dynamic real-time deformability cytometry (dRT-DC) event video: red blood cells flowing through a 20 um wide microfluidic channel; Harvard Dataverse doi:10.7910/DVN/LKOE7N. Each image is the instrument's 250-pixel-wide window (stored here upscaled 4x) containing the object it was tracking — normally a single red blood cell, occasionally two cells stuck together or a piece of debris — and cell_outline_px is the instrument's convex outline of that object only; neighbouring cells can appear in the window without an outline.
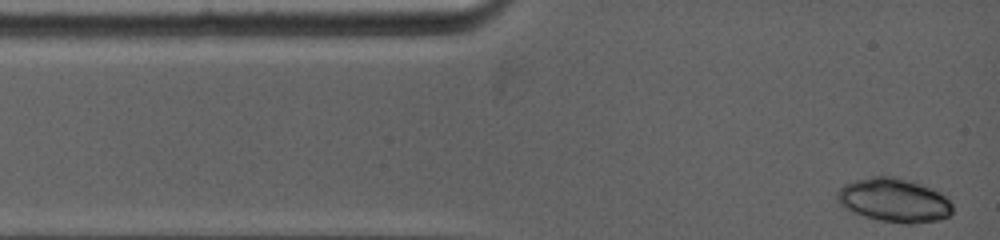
{"species": "common noctule bat (a hibernating species)", "species_latin": "Nyctalus noctula", "temperature_condition": "warm", "stored_images_in_passage": 10, "camera_frame_rate_fps": 5000, "um_per_image_px": 0.085, "animal": {"sex": "female", "body_mass_g": 19.0, "forearm_length_mm": 53.3}, "frame": {"image": 1, "passage_image": 1, "time_ms": 0.0, "image_size_px": [1000, 240], "cell_outline_px": [[952, 212], [948, 216], [936, 220], [912, 224], [904, 224], [880, 220], [864, 216], [852, 212], [836, 196], [836, 192], [844, 184], [856, 180], [872, 176], [896, 176], [916, 180], [944, 196], [952, 204]], "centroid_in_image_um": [76.01, 17.0], "position_along_channel_um": 9.0, "area_um2": 29.3}}
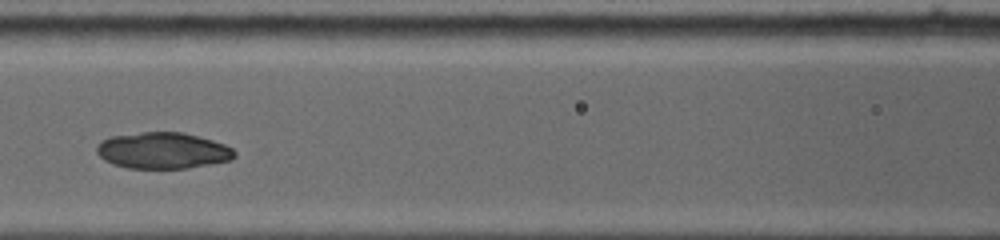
{"frame": {"image": 2, "passage_image": 7, "time_ms": 4.8, "image_size_px": [1000, 240], "cell_outline_px": [[236, 156], [232, 160], [188, 168], [128, 168], [112, 164], [104, 160], [96, 152], [96, 148], [100, 140], [112, 136], [140, 132], [184, 132], [212, 140], [224, 144], [232, 148], [236, 152]], "centroid_in_image_um": [13.83, 12.79], "position_along_channel_um": 152.8, "area_um2": 29.3}}
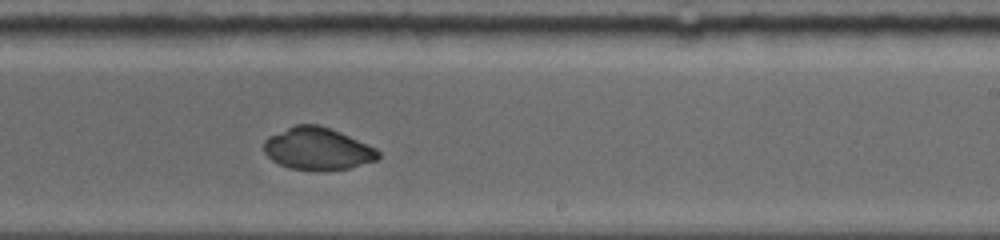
{"frame": {"image": 3, "passage_image": 10, "time_ms": 7.6, "image_size_px": [1000, 240], "cell_outline_px": [[380, 156], [376, 160], [352, 168], [324, 172], [316, 172], [288, 168], [272, 160], [264, 152], [264, 140], [268, 136], [296, 124], [320, 124], [340, 132], [376, 148], [380, 152]], "centroid_in_image_um": [27.0, 12.67], "position_along_channel_um": 262.0, "area_um2": 28.67}}